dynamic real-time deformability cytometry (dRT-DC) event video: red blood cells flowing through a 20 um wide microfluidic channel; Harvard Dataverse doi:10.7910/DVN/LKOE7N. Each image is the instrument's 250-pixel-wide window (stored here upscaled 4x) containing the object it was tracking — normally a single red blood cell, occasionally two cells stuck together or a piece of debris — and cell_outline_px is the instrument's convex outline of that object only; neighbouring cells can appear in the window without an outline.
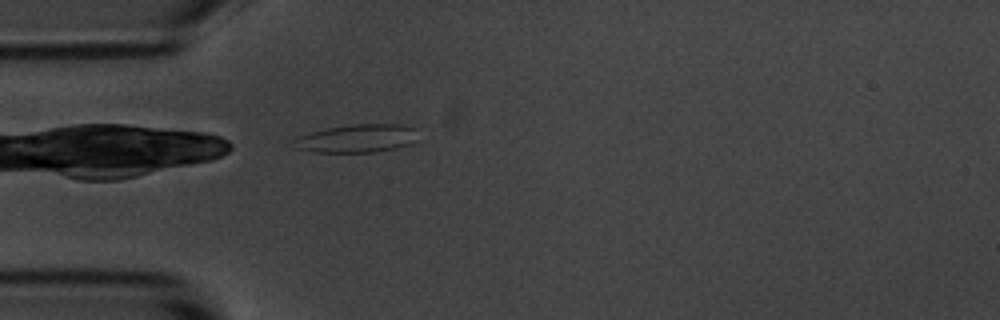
{"species": "common noctule bat (a hibernating species)", "species_latin": "Nyctalus noctula", "temperature_condition": "room temperature", "stored_images_in_passage": 3, "camera_frame_rate_fps": 3000, "um_per_image_px": 0.085, "animal": {"sex": "male", "body_mass_g": 20.1, "forearm_length_mm": 53.5}, "frame": {"image": 1, "passage_image": 3, "time_ms": 2.333, "image_size_px": [1000, 320], "cell_outline_px": [[416, 128], [412, 140], [408, 144], [396, 148], [372, 152], [312, 152], [296, 148], [296, 140], [300, 136], [312, 132], [328, 128], [352, 124], [400, 124]], "centroid_in_image_um": [30.34, 11.76], "position_along_channel_um": 54.7, "area_um2": 19.83}}